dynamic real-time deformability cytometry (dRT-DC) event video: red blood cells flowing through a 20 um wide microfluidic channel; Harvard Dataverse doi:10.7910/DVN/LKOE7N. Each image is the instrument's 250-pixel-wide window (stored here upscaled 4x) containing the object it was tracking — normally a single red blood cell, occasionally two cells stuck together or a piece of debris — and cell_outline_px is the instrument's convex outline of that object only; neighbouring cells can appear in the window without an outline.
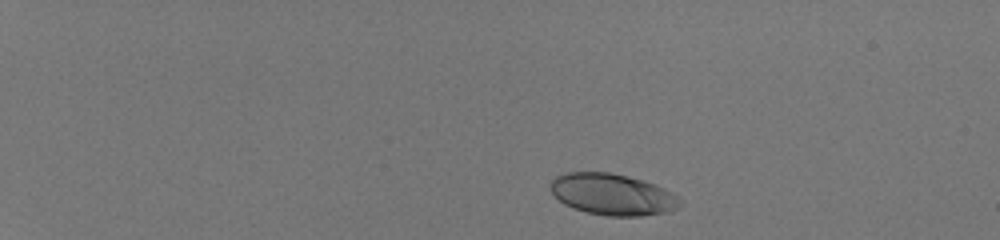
{"species": "human", "species_latin": "Homo sapiens", "temperature_condition": "room temperature", "stored_images_in_passage": 43, "camera_frame_rate_fps": 3000, "um_per_image_px": 0.085, "donor": {"sex": "male"}, "frame": {"image": 1, "passage_image": 1, "time_ms": 0.0, "image_size_px": [1000, 240], "cell_outline_px": [[684, 200], [676, 208], [664, 212], [640, 216], [608, 216], [588, 212], [572, 208], [564, 204], [552, 192], [548, 184], [556, 176], [564, 172], [608, 172], [644, 180], [656, 184], [672, 192]], "centroid_in_image_um": [52.06, 16.51], "position_along_channel_um": 32.9, "area_um2": 31.33}}
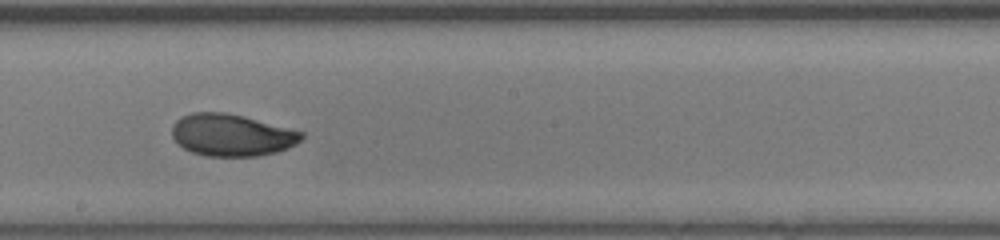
{"frame": {"image": 2, "passage_image": 25, "time_ms": 8.0, "image_size_px": [1000, 240], "cell_outline_px": [[304, 136], [296, 144], [288, 148], [276, 152], [256, 156], [204, 156], [192, 152], [184, 148], [172, 136], [172, 124], [180, 116], [192, 112], [224, 112], [244, 116], [304, 132]], "centroid_in_image_um": [19.68, 11.47], "position_along_channel_um": 228.5, "area_um2": 31.79}}
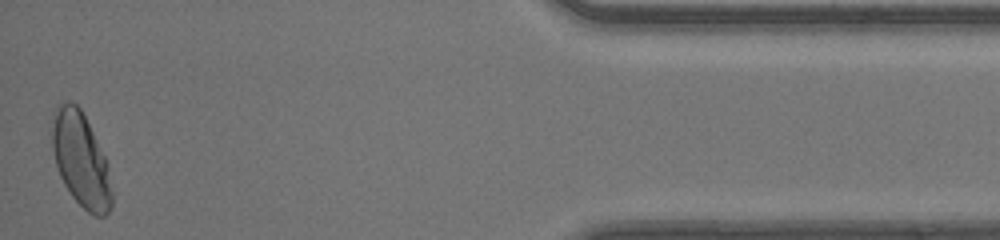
{"frame": {"image": 3, "passage_image": 43, "time_ms": 14.0, "image_size_px": [1000, 240], "cell_outline_px": [[112, 208], [104, 216], [96, 216], [88, 212], [72, 196], [64, 184], [60, 176], [56, 164], [52, 148], [52, 112], [56, 104], [68, 100], [76, 104], [80, 108], [108, 164], [112, 188]], "centroid_in_image_um": [6.86, 13.57], "position_along_channel_um": 428.3, "area_um2": 32.77}, "authors_computed_cell_mechanics": {"area_um2": 31.79, "velocity_mm_per_s": 4.1678, "shape_relaxation_time_tau1_ms": 3.7284, "shape_relaxation_time_tau2_ms": null, "deformation_change_tau1": 0.1644, "deformation_change_tau2": null}}